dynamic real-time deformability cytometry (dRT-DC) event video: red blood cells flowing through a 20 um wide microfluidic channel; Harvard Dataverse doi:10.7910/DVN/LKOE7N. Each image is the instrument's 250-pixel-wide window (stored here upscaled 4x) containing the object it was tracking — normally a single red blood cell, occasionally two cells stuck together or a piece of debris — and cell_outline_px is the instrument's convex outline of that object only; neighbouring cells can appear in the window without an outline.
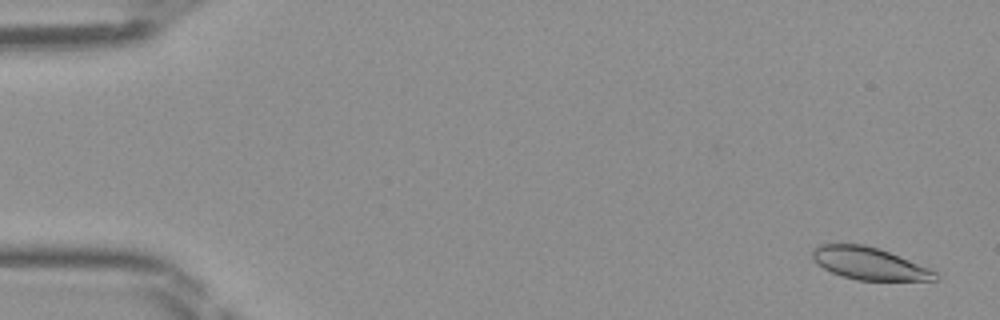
{"species": "Egyptian fruit bat (a non-hibernating species)", "species_latin": "Rousettus aegyptiacus", "temperature_condition": "room temperature", "stored_images_in_passage": 48, "camera_frame_rate_fps": 3000, "um_per_image_px": 0.085, "frame": {"image": 1, "passage_image": 2, "time_ms": 0.333, "image_size_px": [1000, 320], "cell_outline_px": [[940, 280], [856, 280], [840, 276], [816, 264], [812, 256], [812, 248], [820, 244], [864, 244], [880, 248], [928, 268], [936, 272], [940, 276]], "centroid_in_image_um": [73.86, 22.39], "position_along_channel_um": 11.1, "area_um2": 23.18}}
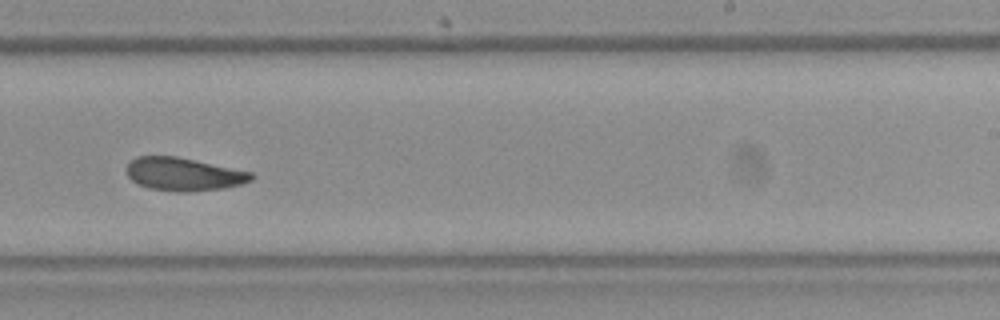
{"frame": {"image": 2, "passage_image": 30, "time_ms": 9.667, "image_size_px": [1000, 320], "cell_outline_px": [[256, 176], [252, 180], [240, 184], [224, 188], [188, 192], [176, 192], [148, 188], [136, 184], [128, 176], [124, 168], [136, 156], [176, 156], [252, 172]], "centroid_in_image_um": [15.58, 14.81], "position_along_channel_um": 273.4, "area_um2": 24.22}}
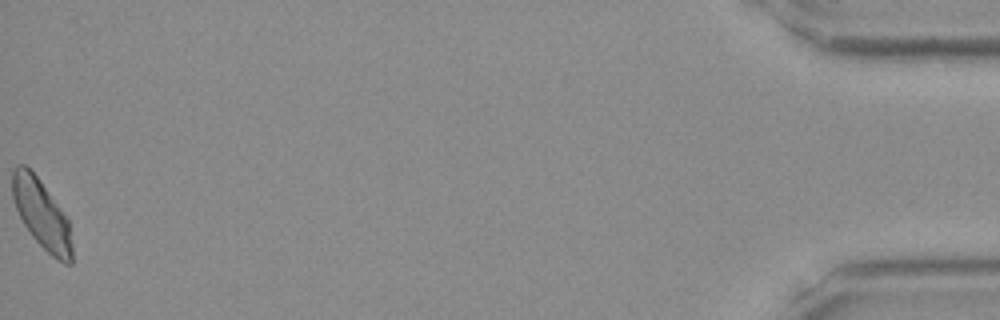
{"frame": {"image": 3, "passage_image": 48, "time_ms": 15.667, "image_size_px": [1000, 320], "cell_outline_px": [[72, 264], [64, 264], [56, 260], [32, 236], [24, 224], [16, 208], [12, 196], [12, 168], [20, 164], [24, 164], [36, 176], [60, 208], [68, 220], [72, 244]], "centroid_in_image_um": [3.53, 18.23], "position_along_channel_um": 431.7, "area_um2": 23.58}}